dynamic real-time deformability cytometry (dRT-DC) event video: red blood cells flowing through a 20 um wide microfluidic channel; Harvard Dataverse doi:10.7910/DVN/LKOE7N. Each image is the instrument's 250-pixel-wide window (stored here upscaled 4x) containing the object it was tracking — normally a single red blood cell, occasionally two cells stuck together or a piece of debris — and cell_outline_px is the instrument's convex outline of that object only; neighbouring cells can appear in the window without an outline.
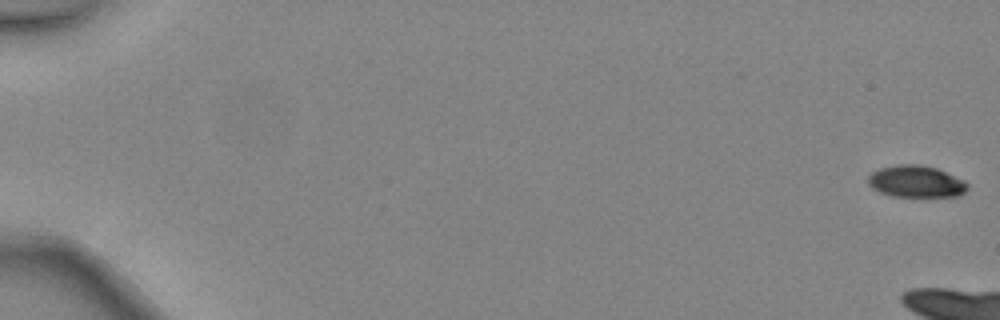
{"species": "common noctule bat (a hibernating species)", "species_latin": "Nyctalus noctula", "temperature_condition": "warm", "stored_images_in_passage": 8, "camera_frame_rate_fps": 3000, "um_per_image_px": 0.085, "animal": {"sex": "female", "body_mass_g": 24.6, "forearm_length_mm": 56.2}, "frame": {"image": 1, "passage_image": 1, "time_ms": 0.0, "image_size_px": [1000, 320], "cell_outline_px": [[968, 188], [960, 196], [892, 196], [880, 192], [872, 188], [868, 184], [868, 176], [872, 172], [880, 168], [896, 164], [920, 164], [936, 168], [964, 180], [968, 184]], "centroid_in_image_um": [77.85, 15.42], "position_along_channel_um": 7.1, "area_um2": 18.44}}